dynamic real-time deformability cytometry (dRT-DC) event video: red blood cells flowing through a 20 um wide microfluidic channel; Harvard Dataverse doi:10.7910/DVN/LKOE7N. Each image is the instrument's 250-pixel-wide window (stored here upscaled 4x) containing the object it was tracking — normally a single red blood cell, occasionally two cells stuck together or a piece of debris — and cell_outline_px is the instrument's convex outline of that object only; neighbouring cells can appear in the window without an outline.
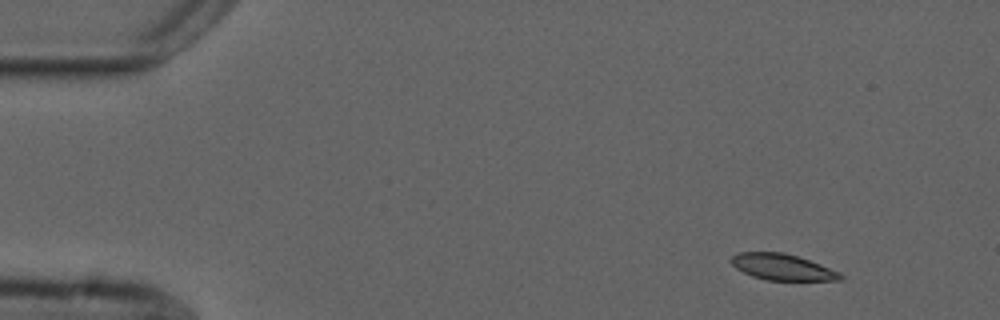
{"species": "common noctule bat (a hibernating species)", "species_latin": "Nyctalus noctula", "temperature_condition": "cold", "stored_images_in_passage": 4, "camera_frame_rate_fps": 3000, "um_per_image_px": 0.085, "animal": {"sex": "male", "forearm_length_mm": 52.5}, "frame": {"image": 1, "passage_image": 1, "time_ms": 0.0, "image_size_px": [1000, 320], "cell_outline_px": [[844, 280], [764, 280], [752, 276], [736, 268], [728, 260], [732, 256], [740, 252], [784, 252], [820, 264], [840, 272], [844, 276]], "centroid_in_image_um": [66.49, 22.7], "position_along_channel_um": 18.5, "area_um2": 16.65}}
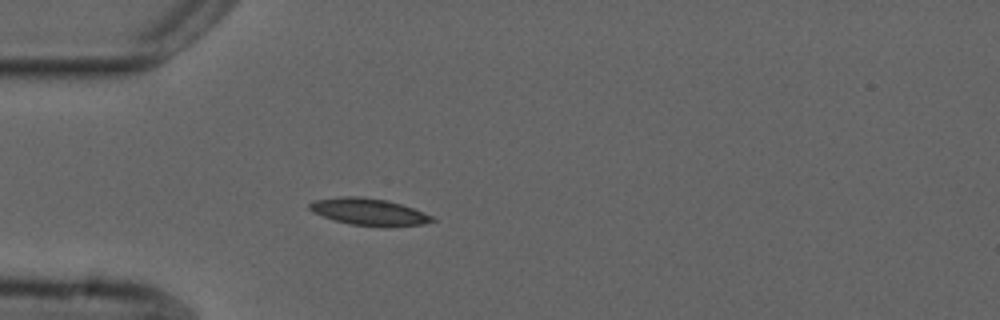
{"frame": {"image": 2, "passage_image": 4, "time_ms": 3.333, "image_size_px": [1000, 320], "cell_outline_px": [[436, 220], [424, 224], [352, 224], [336, 220], [312, 212], [308, 208], [308, 204], [316, 200], [340, 196], [360, 196], [388, 200], [424, 212], [432, 216]], "centroid_in_image_um": [31.3, 17.95], "position_along_channel_um": 53.7, "area_um2": 18.32}}